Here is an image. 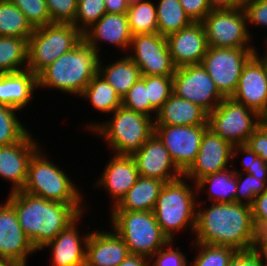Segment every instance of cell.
Segmentation results:
<instances>
[{
    "label": "cell",
    "instance_id": "6da1fadb",
    "mask_svg": "<svg viewBox=\"0 0 267 266\" xmlns=\"http://www.w3.org/2000/svg\"><path fill=\"white\" fill-rule=\"evenodd\" d=\"M194 242L230 246L236 250L253 248L257 230L251 206L241 203H211L196 214Z\"/></svg>",
    "mask_w": 267,
    "mask_h": 266
},
{
    "label": "cell",
    "instance_id": "7a4b0ae2",
    "mask_svg": "<svg viewBox=\"0 0 267 266\" xmlns=\"http://www.w3.org/2000/svg\"><path fill=\"white\" fill-rule=\"evenodd\" d=\"M7 201L14 207L22 230L37 251L84 212L82 204L49 201L21 190L10 192Z\"/></svg>",
    "mask_w": 267,
    "mask_h": 266
},
{
    "label": "cell",
    "instance_id": "3957f363",
    "mask_svg": "<svg viewBox=\"0 0 267 266\" xmlns=\"http://www.w3.org/2000/svg\"><path fill=\"white\" fill-rule=\"evenodd\" d=\"M100 55L82 40L37 75V87L80 96L98 73Z\"/></svg>",
    "mask_w": 267,
    "mask_h": 266
},
{
    "label": "cell",
    "instance_id": "277c9868",
    "mask_svg": "<svg viewBox=\"0 0 267 266\" xmlns=\"http://www.w3.org/2000/svg\"><path fill=\"white\" fill-rule=\"evenodd\" d=\"M184 180L182 176L174 181L166 182L153 210L157 223L169 241H173L174 234L186 227H189L193 233L195 232L198 210L196 207L200 202H196L198 200L195 196L196 184L193 186L194 190L187 184V180Z\"/></svg>",
    "mask_w": 267,
    "mask_h": 266
},
{
    "label": "cell",
    "instance_id": "5b68a950",
    "mask_svg": "<svg viewBox=\"0 0 267 266\" xmlns=\"http://www.w3.org/2000/svg\"><path fill=\"white\" fill-rule=\"evenodd\" d=\"M112 114L107 122L89 124V131L103 137L115 154L132 156L154 134V119L123 106Z\"/></svg>",
    "mask_w": 267,
    "mask_h": 266
},
{
    "label": "cell",
    "instance_id": "8992f818",
    "mask_svg": "<svg viewBox=\"0 0 267 266\" xmlns=\"http://www.w3.org/2000/svg\"><path fill=\"white\" fill-rule=\"evenodd\" d=\"M46 156L39 148L31 157L26 182L21 191L49 201L83 204V196L69 176Z\"/></svg>",
    "mask_w": 267,
    "mask_h": 266
},
{
    "label": "cell",
    "instance_id": "52a82bcc",
    "mask_svg": "<svg viewBox=\"0 0 267 266\" xmlns=\"http://www.w3.org/2000/svg\"><path fill=\"white\" fill-rule=\"evenodd\" d=\"M110 216L113 231L123 239L130 254L150 259L169 242L153 211H111Z\"/></svg>",
    "mask_w": 267,
    "mask_h": 266
},
{
    "label": "cell",
    "instance_id": "ba28073f",
    "mask_svg": "<svg viewBox=\"0 0 267 266\" xmlns=\"http://www.w3.org/2000/svg\"><path fill=\"white\" fill-rule=\"evenodd\" d=\"M83 40L72 23H51L35 28L28 39L27 69L36 76Z\"/></svg>",
    "mask_w": 267,
    "mask_h": 266
},
{
    "label": "cell",
    "instance_id": "9c48e42d",
    "mask_svg": "<svg viewBox=\"0 0 267 266\" xmlns=\"http://www.w3.org/2000/svg\"><path fill=\"white\" fill-rule=\"evenodd\" d=\"M252 116V117H251ZM261 125V116L234 99L224 98L208 114V127L232 146L246 144Z\"/></svg>",
    "mask_w": 267,
    "mask_h": 266
},
{
    "label": "cell",
    "instance_id": "30bf717a",
    "mask_svg": "<svg viewBox=\"0 0 267 266\" xmlns=\"http://www.w3.org/2000/svg\"><path fill=\"white\" fill-rule=\"evenodd\" d=\"M201 23L210 47L254 48L249 45L252 36L242 6L211 10Z\"/></svg>",
    "mask_w": 267,
    "mask_h": 266
},
{
    "label": "cell",
    "instance_id": "8fae6325",
    "mask_svg": "<svg viewBox=\"0 0 267 266\" xmlns=\"http://www.w3.org/2000/svg\"><path fill=\"white\" fill-rule=\"evenodd\" d=\"M256 48L210 47L202 59V66L216 84L218 91L230 98L236 91L242 69L254 55Z\"/></svg>",
    "mask_w": 267,
    "mask_h": 266
},
{
    "label": "cell",
    "instance_id": "7c38bea8",
    "mask_svg": "<svg viewBox=\"0 0 267 266\" xmlns=\"http://www.w3.org/2000/svg\"><path fill=\"white\" fill-rule=\"evenodd\" d=\"M172 78L173 93L199 105L208 114L225 98L202 64L178 67Z\"/></svg>",
    "mask_w": 267,
    "mask_h": 266
},
{
    "label": "cell",
    "instance_id": "4fadbf2b",
    "mask_svg": "<svg viewBox=\"0 0 267 266\" xmlns=\"http://www.w3.org/2000/svg\"><path fill=\"white\" fill-rule=\"evenodd\" d=\"M208 128V125H154V134L167 148L177 168L184 173L194 162Z\"/></svg>",
    "mask_w": 267,
    "mask_h": 266
},
{
    "label": "cell",
    "instance_id": "5bb4252c",
    "mask_svg": "<svg viewBox=\"0 0 267 266\" xmlns=\"http://www.w3.org/2000/svg\"><path fill=\"white\" fill-rule=\"evenodd\" d=\"M128 55L139 67L141 75L173 76L174 66L166 36L160 33L133 35Z\"/></svg>",
    "mask_w": 267,
    "mask_h": 266
},
{
    "label": "cell",
    "instance_id": "9a60e30c",
    "mask_svg": "<svg viewBox=\"0 0 267 266\" xmlns=\"http://www.w3.org/2000/svg\"><path fill=\"white\" fill-rule=\"evenodd\" d=\"M233 146L211 129H207L201 140L198 154L191 166L183 173L187 180L195 181L206 175L217 173L229 168Z\"/></svg>",
    "mask_w": 267,
    "mask_h": 266
},
{
    "label": "cell",
    "instance_id": "2e32d148",
    "mask_svg": "<svg viewBox=\"0 0 267 266\" xmlns=\"http://www.w3.org/2000/svg\"><path fill=\"white\" fill-rule=\"evenodd\" d=\"M36 251L22 230L14 207L6 200L0 205V259L26 266L27 256Z\"/></svg>",
    "mask_w": 267,
    "mask_h": 266
},
{
    "label": "cell",
    "instance_id": "e0dca14e",
    "mask_svg": "<svg viewBox=\"0 0 267 266\" xmlns=\"http://www.w3.org/2000/svg\"><path fill=\"white\" fill-rule=\"evenodd\" d=\"M139 176L171 182L183 176L174 164L169 151L153 134L142 147L132 155Z\"/></svg>",
    "mask_w": 267,
    "mask_h": 266
},
{
    "label": "cell",
    "instance_id": "ac0fdd59",
    "mask_svg": "<svg viewBox=\"0 0 267 266\" xmlns=\"http://www.w3.org/2000/svg\"><path fill=\"white\" fill-rule=\"evenodd\" d=\"M28 133L21 141L0 146V177L12 183V190H22L28 172L31 157L40 148V143Z\"/></svg>",
    "mask_w": 267,
    "mask_h": 266
},
{
    "label": "cell",
    "instance_id": "d6986e66",
    "mask_svg": "<svg viewBox=\"0 0 267 266\" xmlns=\"http://www.w3.org/2000/svg\"><path fill=\"white\" fill-rule=\"evenodd\" d=\"M171 59L176 68L201 64L208 49L207 38L201 22L166 36Z\"/></svg>",
    "mask_w": 267,
    "mask_h": 266
},
{
    "label": "cell",
    "instance_id": "ffe728a7",
    "mask_svg": "<svg viewBox=\"0 0 267 266\" xmlns=\"http://www.w3.org/2000/svg\"><path fill=\"white\" fill-rule=\"evenodd\" d=\"M256 111L260 116L267 109V76L262 63L253 55L244 65L236 91L231 97Z\"/></svg>",
    "mask_w": 267,
    "mask_h": 266
},
{
    "label": "cell",
    "instance_id": "44dd1931",
    "mask_svg": "<svg viewBox=\"0 0 267 266\" xmlns=\"http://www.w3.org/2000/svg\"><path fill=\"white\" fill-rule=\"evenodd\" d=\"M80 214L72 223L63 229L52 241L42 249H52L53 266H85L86 244L90 233L79 235L77 223L81 219Z\"/></svg>",
    "mask_w": 267,
    "mask_h": 266
},
{
    "label": "cell",
    "instance_id": "7402d4cb",
    "mask_svg": "<svg viewBox=\"0 0 267 266\" xmlns=\"http://www.w3.org/2000/svg\"><path fill=\"white\" fill-rule=\"evenodd\" d=\"M129 254L128 246L115 231H91L85 266H119Z\"/></svg>",
    "mask_w": 267,
    "mask_h": 266
},
{
    "label": "cell",
    "instance_id": "603a6c76",
    "mask_svg": "<svg viewBox=\"0 0 267 266\" xmlns=\"http://www.w3.org/2000/svg\"><path fill=\"white\" fill-rule=\"evenodd\" d=\"M132 36L126 13H105L83 33V40L99 54L100 41L127 50L130 49Z\"/></svg>",
    "mask_w": 267,
    "mask_h": 266
},
{
    "label": "cell",
    "instance_id": "cb8c5ba5",
    "mask_svg": "<svg viewBox=\"0 0 267 266\" xmlns=\"http://www.w3.org/2000/svg\"><path fill=\"white\" fill-rule=\"evenodd\" d=\"M106 164L104 172L98 180L97 187L103 186L108 190L113 206L128 192L139 177L136 163L132 156L113 154Z\"/></svg>",
    "mask_w": 267,
    "mask_h": 266
},
{
    "label": "cell",
    "instance_id": "d4e9b609",
    "mask_svg": "<svg viewBox=\"0 0 267 266\" xmlns=\"http://www.w3.org/2000/svg\"><path fill=\"white\" fill-rule=\"evenodd\" d=\"M155 125H208V113L199 105L172 93L157 112Z\"/></svg>",
    "mask_w": 267,
    "mask_h": 266
},
{
    "label": "cell",
    "instance_id": "484cf974",
    "mask_svg": "<svg viewBox=\"0 0 267 266\" xmlns=\"http://www.w3.org/2000/svg\"><path fill=\"white\" fill-rule=\"evenodd\" d=\"M35 88L37 76L28 69L0 74V104L20 111L32 101Z\"/></svg>",
    "mask_w": 267,
    "mask_h": 266
},
{
    "label": "cell",
    "instance_id": "4316f807",
    "mask_svg": "<svg viewBox=\"0 0 267 266\" xmlns=\"http://www.w3.org/2000/svg\"><path fill=\"white\" fill-rule=\"evenodd\" d=\"M165 182L139 176L112 211H153Z\"/></svg>",
    "mask_w": 267,
    "mask_h": 266
},
{
    "label": "cell",
    "instance_id": "83f0119b",
    "mask_svg": "<svg viewBox=\"0 0 267 266\" xmlns=\"http://www.w3.org/2000/svg\"><path fill=\"white\" fill-rule=\"evenodd\" d=\"M98 73L123 97L128 90L141 78L139 67L128 56L102 66L99 60Z\"/></svg>",
    "mask_w": 267,
    "mask_h": 266
},
{
    "label": "cell",
    "instance_id": "f1b7e54d",
    "mask_svg": "<svg viewBox=\"0 0 267 266\" xmlns=\"http://www.w3.org/2000/svg\"><path fill=\"white\" fill-rule=\"evenodd\" d=\"M197 193L209 186L208 200L212 203H233L237 191V173L230 168L204 176L196 183Z\"/></svg>",
    "mask_w": 267,
    "mask_h": 266
},
{
    "label": "cell",
    "instance_id": "f546056e",
    "mask_svg": "<svg viewBox=\"0 0 267 266\" xmlns=\"http://www.w3.org/2000/svg\"><path fill=\"white\" fill-rule=\"evenodd\" d=\"M27 64L28 39L0 36V74L26 70Z\"/></svg>",
    "mask_w": 267,
    "mask_h": 266
},
{
    "label": "cell",
    "instance_id": "4dcf8cb0",
    "mask_svg": "<svg viewBox=\"0 0 267 266\" xmlns=\"http://www.w3.org/2000/svg\"><path fill=\"white\" fill-rule=\"evenodd\" d=\"M91 105L106 113H113L117 108L122 106V97L114 90V88L97 73L80 95Z\"/></svg>",
    "mask_w": 267,
    "mask_h": 266
},
{
    "label": "cell",
    "instance_id": "1f68e13d",
    "mask_svg": "<svg viewBox=\"0 0 267 266\" xmlns=\"http://www.w3.org/2000/svg\"><path fill=\"white\" fill-rule=\"evenodd\" d=\"M155 7L158 20V33L163 36H168L193 23L184 12L179 0H159V3Z\"/></svg>",
    "mask_w": 267,
    "mask_h": 266
},
{
    "label": "cell",
    "instance_id": "d6a6232c",
    "mask_svg": "<svg viewBox=\"0 0 267 266\" xmlns=\"http://www.w3.org/2000/svg\"><path fill=\"white\" fill-rule=\"evenodd\" d=\"M34 28L10 0H0V36L29 39Z\"/></svg>",
    "mask_w": 267,
    "mask_h": 266
},
{
    "label": "cell",
    "instance_id": "836d02e7",
    "mask_svg": "<svg viewBox=\"0 0 267 266\" xmlns=\"http://www.w3.org/2000/svg\"><path fill=\"white\" fill-rule=\"evenodd\" d=\"M156 4L143 0L129 6L126 14L132 35L158 33Z\"/></svg>",
    "mask_w": 267,
    "mask_h": 266
},
{
    "label": "cell",
    "instance_id": "e575fe53",
    "mask_svg": "<svg viewBox=\"0 0 267 266\" xmlns=\"http://www.w3.org/2000/svg\"><path fill=\"white\" fill-rule=\"evenodd\" d=\"M19 111L7 105L0 104V146H7L21 141L29 132L18 120Z\"/></svg>",
    "mask_w": 267,
    "mask_h": 266
},
{
    "label": "cell",
    "instance_id": "d590c367",
    "mask_svg": "<svg viewBox=\"0 0 267 266\" xmlns=\"http://www.w3.org/2000/svg\"><path fill=\"white\" fill-rule=\"evenodd\" d=\"M145 87L150 102V117L153 118L151 113L157 115L173 93V78L172 76L145 75Z\"/></svg>",
    "mask_w": 267,
    "mask_h": 266
},
{
    "label": "cell",
    "instance_id": "8d00e7d4",
    "mask_svg": "<svg viewBox=\"0 0 267 266\" xmlns=\"http://www.w3.org/2000/svg\"><path fill=\"white\" fill-rule=\"evenodd\" d=\"M193 245L197 246L199 252L194 259L190 262L191 266H228L229 260L236 252L235 248L230 246L199 244L194 242ZM200 250V251H199Z\"/></svg>",
    "mask_w": 267,
    "mask_h": 266
},
{
    "label": "cell",
    "instance_id": "74e56055",
    "mask_svg": "<svg viewBox=\"0 0 267 266\" xmlns=\"http://www.w3.org/2000/svg\"><path fill=\"white\" fill-rule=\"evenodd\" d=\"M106 12L104 0H78L75 20L72 23L82 34Z\"/></svg>",
    "mask_w": 267,
    "mask_h": 266
},
{
    "label": "cell",
    "instance_id": "f35d334b",
    "mask_svg": "<svg viewBox=\"0 0 267 266\" xmlns=\"http://www.w3.org/2000/svg\"><path fill=\"white\" fill-rule=\"evenodd\" d=\"M10 1L23 12L34 29L52 23L45 0Z\"/></svg>",
    "mask_w": 267,
    "mask_h": 266
},
{
    "label": "cell",
    "instance_id": "ab89813d",
    "mask_svg": "<svg viewBox=\"0 0 267 266\" xmlns=\"http://www.w3.org/2000/svg\"><path fill=\"white\" fill-rule=\"evenodd\" d=\"M234 171L237 173L235 202L251 206L255 197L267 189V184L264 181L258 180L251 174L239 172L238 170ZM242 173L247 175L244 179L241 178V176H244Z\"/></svg>",
    "mask_w": 267,
    "mask_h": 266
},
{
    "label": "cell",
    "instance_id": "60d3db41",
    "mask_svg": "<svg viewBox=\"0 0 267 266\" xmlns=\"http://www.w3.org/2000/svg\"><path fill=\"white\" fill-rule=\"evenodd\" d=\"M122 106L150 117V102L145 87V75L122 97Z\"/></svg>",
    "mask_w": 267,
    "mask_h": 266
},
{
    "label": "cell",
    "instance_id": "b9f144b4",
    "mask_svg": "<svg viewBox=\"0 0 267 266\" xmlns=\"http://www.w3.org/2000/svg\"><path fill=\"white\" fill-rule=\"evenodd\" d=\"M241 152L243 155L245 154V157L241 160L244 171L241 172L251 174L267 184V163L245 144L233 146L232 158H235Z\"/></svg>",
    "mask_w": 267,
    "mask_h": 266
},
{
    "label": "cell",
    "instance_id": "7bdbcfd3",
    "mask_svg": "<svg viewBox=\"0 0 267 266\" xmlns=\"http://www.w3.org/2000/svg\"><path fill=\"white\" fill-rule=\"evenodd\" d=\"M52 23H73L78 0H45Z\"/></svg>",
    "mask_w": 267,
    "mask_h": 266
},
{
    "label": "cell",
    "instance_id": "ee69618b",
    "mask_svg": "<svg viewBox=\"0 0 267 266\" xmlns=\"http://www.w3.org/2000/svg\"><path fill=\"white\" fill-rule=\"evenodd\" d=\"M172 245L173 241H169L166 245L167 249L163 247L158 250L150 258L149 263H152L153 266H188L187 264L189 262L187 261L186 256L180 252L179 247H176L177 250H174ZM152 265L150 264V266Z\"/></svg>",
    "mask_w": 267,
    "mask_h": 266
},
{
    "label": "cell",
    "instance_id": "f6af8a7d",
    "mask_svg": "<svg viewBox=\"0 0 267 266\" xmlns=\"http://www.w3.org/2000/svg\"><path fill=\"white\" fill-rule=\"evenodd\" d=\"M241 6L245 12L247 22L267 26V0H244ZM265 42L267 43V41Z\"/></svg>",
    "mask_w": 267,
    "mask_h": 266
},
{
    "label": "cell",
    "instance_id": "bcb514c9",
    "mask_svg": "<svg viewBox=\"0 0 267 266\" xmlns=\"http://www.w3.org/2000/svg\"><path fill=\"white\" fill-rule=\"evenodd\" d=\"M251 211L257 232L267 230V189L255 197Z\"/></svg>",
    "mask_w": 267,
    "mask_h": 266
},
{
    "label": "cell",
    "instance_id": "7dc6e473",
    "mask_svg": "<svg viewBox=\"0 0 267 266\" xmlns=\"http://www.w3.org/2000/svg\"><path fill=\"white\" fill-rule=\"evenodd\" d=\"M228 266H265L259 252L253 247L236 250L229 260Z\"/></svg>",
    "mask_w": 267,
    "mask_h": 266
},
{
    "label": "cell",
    "instance_id": "c3c4849f",
    "mask_svg": "<svg viewBox=\"0 0 267 266\" xmlns=\"http://www.w3.org/2000/svg\"><path fill=\"white\" fill-rule=\"evenodd\" d=\"M245 145L267 163V129L262 124L248 138Z\"/></svg>",
    "mask_w": 267,
    "mask_h": 266
},
{
    "label": "cell",
    "instance_id": "681fc988",
    "mask_svg": "<svg viewBox=\"0 0 267 266\" xmlns=\"http://www.w3.org/2000/svg\"><path fill=\"white\" fill-rule=\"evenodd\" d=\"M184 12L193 22H201L211 11L207 0H179Z\"/></svg>",
    "mask_w": 267,
    "mask_h": 266
},
{
    "label": "cell",
    "instance_id": "f907efd6",
    "mask_svg": "<svg viewBox=\"0 0 267 266\" xmlns=\"http://www.w3.org/2000/svg\"><path fill=\"white\" fill-rule=\"evenodd\" d=\"M254 248L261 255L264 265L267 266V230L257 232Z\"/></svg>",
    "mask_w": 267,
    "mask_h": 266
},
{
    "label": "cell",
    "instance_id": "816d5d0a",
    "mask_svg": "<svg viewBox=\"0 0 267 266\" xmlns=\"http://www.w3.org/2000/svg\"><path fill=\"white\" fill-rule=\"evenodd\" d=\"M106 12L110 14H124L128 10L125 0H104Z\"/></svg>",
    "mask_w": 267,
    "mask_h": 266
},
{
    "label": "cell",
    "instance_id": "f5cc1de1",
    "mask_svg": "<svg viewBox=\"0 0 267 266\" xmlns=\"http://www.w3.org/2000/svg\"><path fill=\"white\" fill-rule=\"evenodd\" d=\"M211 10L232 9L241 6V0H207Z\"/></svg>",
    "mask_w": 267,
    "mask_h": 266
},
{
    "label": "cell",
    "instance_id": "db71d44e",
    "mask_svg": "<svg viewBox=\"0 0 267 266\" xmlns=\"http://www.w3.org/2000/svg\"><path fill=\"white\" fill-rule=\"evenodd\" d=\"M149 260L142 255L129 254L119 266H150Z\"/></svg>",
    "mask_w": 267,
    "mask_h": 266
},
{
    "label": "cell",
    "instance_id": "11a10c76",
    "mask_svg": "<svg viewBox=\"0 0 267 266\" xmlns=\"http://www.w3.org/2000/svg\"><path fill=\"white\" fill-rule=\"evenodd\" d=\"M267 48V47H266ZM258 51L255 50L254 52V56L262 63L263 67H264V70H265V73H266V76H267V51L265 52V55L263 54V58L262 57H259Z\"/></svg>",
    "mask_w": 267,
    "mask_h": 266
},
{
    "label": "cell",
    "instance_id": "9f6ffc18",
    "mask_svg": "<svg viewBox=\"0 0 267 266\" xmlns=\"http://www.w3.org/2000/svg\"><path fill=\"white\" fill-rule=\"evenodd\" d=\"M0 266H18V265H16L12 261L0 259Z\"/></svg>",
    "mask_w": 267,
    "mask_h": 266
},
{
    "label": "cell",
    "instance_id": "6f0895ef",
    "mask_svg": "<svg viewBox=\"0 0 267 266\" xmlns=\"http://www.w3.org/2000/svg\"><path fill=\"white\" fill-rule=\"evenodd\" d=\"M261 124L267 129V109H266V111L261 115Z\"/></svg>",
    "mask_w": 267,
    "mask_h": 266
},
{
    "label": "cell",
    "instance_id": "680465c9",
    "mask_svg": "<svg viewBox=\"0 0 267 266\" xmlns=\"http://www.w3.org/2000/svg\"><path fill=\"white\" fill-rule=\"evenodd\" d=\"M143 0H125V2L127 3L128 7L131 6V5H134L138 2H141Z\"/></svg>",
    "mask_w": 267,
    "mask_h": 266
}]
</instances>
